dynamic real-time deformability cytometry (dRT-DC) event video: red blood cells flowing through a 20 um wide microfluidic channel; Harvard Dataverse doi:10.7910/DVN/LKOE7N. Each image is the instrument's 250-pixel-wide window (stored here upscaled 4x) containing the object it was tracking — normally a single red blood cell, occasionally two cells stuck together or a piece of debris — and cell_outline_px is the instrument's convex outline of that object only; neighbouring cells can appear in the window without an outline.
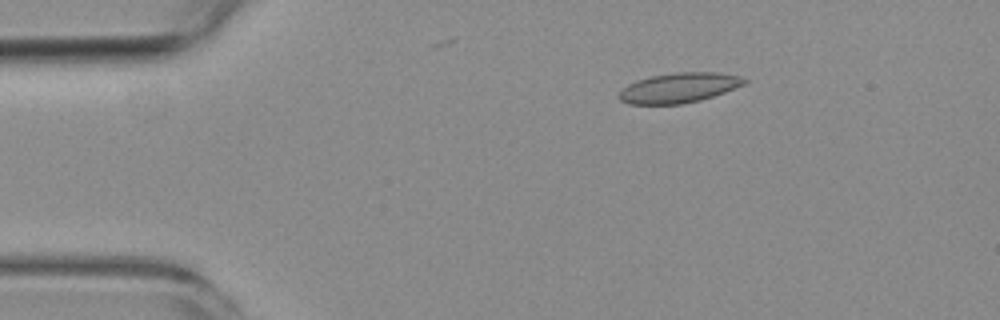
{"species": "common noctule bat (a hibernating species)", "species_latin": "Nyctalus noctula", "temperature_condition": "room temperature", "stored_images_in_passage": 4, "camera_frame_rate_fps": 3000, "um_per_image_px": 0.085, "animal": {"sex": "female", "body_mass_g": 19.3, "forearm_length_mm": 54.1}, "frame": {"image": 1, "passage_image": 2, "time_ms": 1.0, "image_size_px": [1000, 320], "cell_outline_px": [[748, 80], [744, 84], [724, 92], [700, 100], [680, 104], [628, 104], [620, 100], [620, 92], [628, 84], [652, 76], [676, 72], [716, 72], [736, 76]], "centroid_in_image_um": [57.7, 7.46], "position_along_channel_um": 27.3, "area_um2": 21.39}}
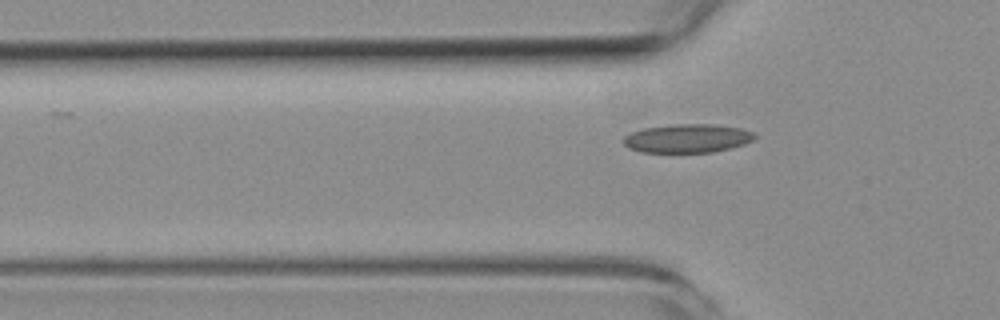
{"frame": {"image": 2, "passage_image": 4, "time_ms": 3.667, "image_size_px": [1000, 320], "cell_outline_px": [[756, 136], [752, 140], [744, 144], [712, 152], [640, 152], [628, 148], [620, 140], [624, 136], [632, 132], [644, 128], [676, 124], [712, 124], [740, 128], [752, 132]], "centroid_in_image_um": [58.37, 11.76], "position_along_channel_um": 67.4, "area_um2": 21.79}}